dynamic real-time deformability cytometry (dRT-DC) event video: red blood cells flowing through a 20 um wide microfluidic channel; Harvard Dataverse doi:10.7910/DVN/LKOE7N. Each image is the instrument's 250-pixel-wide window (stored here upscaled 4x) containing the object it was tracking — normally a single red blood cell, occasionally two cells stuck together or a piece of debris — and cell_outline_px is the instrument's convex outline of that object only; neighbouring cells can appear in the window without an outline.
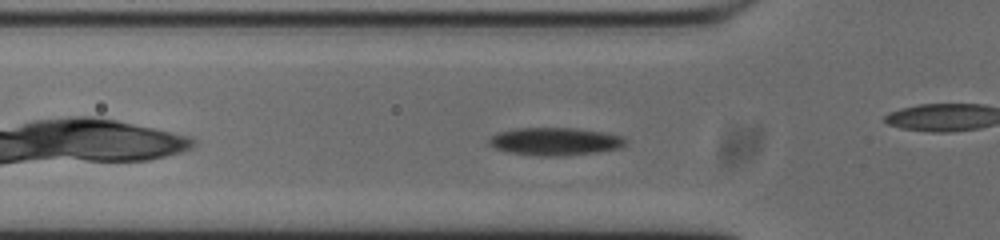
{"species": "common noctule bat (a hibernating species)", "species_latin": "Nyctalus noctula", "temperature_condition": "cold", "stored_images_in_passage": 41, "camera_frame_rate_fps": 3000, "um_per_image_px": 0.085, "animal": {"sex": "male", "body_mass_g": 20.0, "forearm_length_mm": 53.3}, "frame": {"image": 1, "passage_image": 7, "time_ms": 2.0, "image_size_px": [1000, 240], "cell_outline_px": [[628, 140], [620, 148], [568, 156], [536, 156], [508, 152], [496, 148], [488, 144], [488, 140], [496, 132], [516, 128], [572, 128], [604, 132], [624, 136]], "centroid_in_image_um": [47.17, 12.02], "position_along_channel_um": 78.6, "area_um2": 22.25}, "authors_computed_cell_mechanics": {"area_um2": 21.7906, "velocity_mm_per_s": 3.6554, "shape_relaxation_time_tau1_ms": 9.0405, "shape_relaxation_time_tau2_ms": null, "deformation_change_tau1": 0.1701, "deformation_change_tau2": null}}